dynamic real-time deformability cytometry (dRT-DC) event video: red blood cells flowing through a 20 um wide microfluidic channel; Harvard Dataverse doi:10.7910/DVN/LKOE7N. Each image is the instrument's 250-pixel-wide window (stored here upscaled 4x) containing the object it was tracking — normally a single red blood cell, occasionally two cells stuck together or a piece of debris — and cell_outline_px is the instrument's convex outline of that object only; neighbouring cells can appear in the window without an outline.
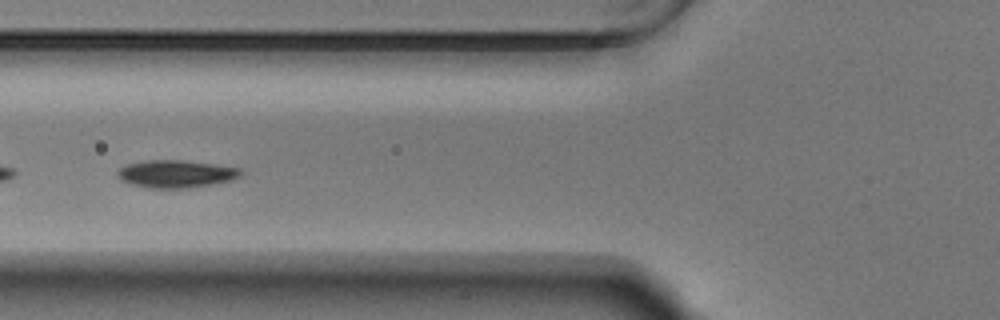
{"species": "Egyptian fruit bat (a non-hibernating species)", "species_latin": "Rousettus aegyptiacus", "temperature_condition": "warm", "stored_images_in_passage": 55, "segment_of_instrument_passage": [2, 2], "camera_frame_rate_fps": 3000, "um_per_image_px": 0.085, "animal": {"sex": "male"}, "frame": {"image": 1, "passage_image": 22, "time_ms": 7.0, "image_size_px": [1000, 320], "cell_outline_px": [[244, 172], [240, 176], [232, 180], [188, 188], [148, 188], [132, 184], [120, 180], [116, 176], [116, 172], [120, 168], [128, 164], [148, 160], [180, 160], [212, 164], [240, 168]], "centroid_in_image_um": [14.94, 14.78], "position_along_channel_um": 110.9, "area_um2": 19.71}}
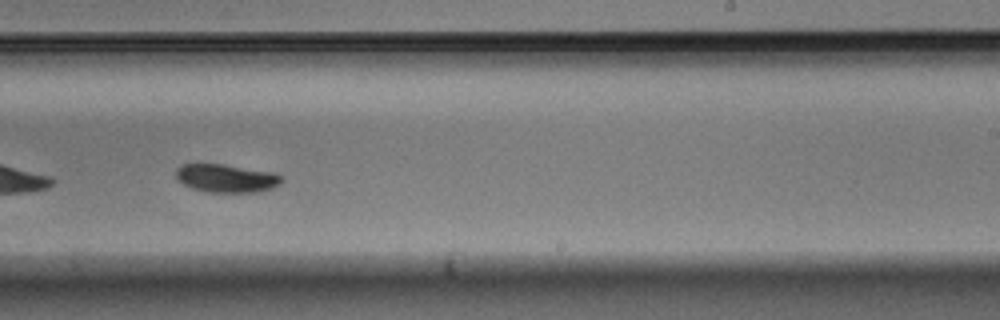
{"frame": {"image": 2, "passage_image": 35, "time_ms": 11.333, "image_size_px": [1000, 320], "cell_outline_px": [[284, 180], [280, 184], [272, 188], [256, 192], [208, 192], [192, 188], [176, 180], [176, 168], [180, 164], [220, 164], [272, 172], [280, 176]], "centroid_in_image_um": [19.2, 15.15], "position_along_channel_um": 269.8, "area_um2": 17.28}}
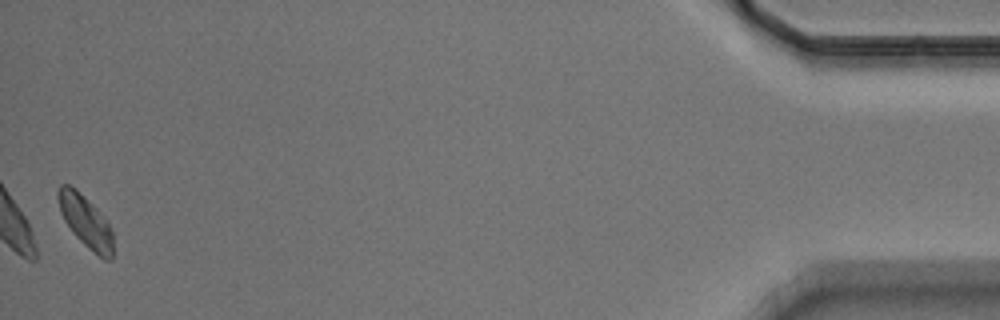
{"frame": {"image": 3, "passage_image": 55, "time_ms": 18.0, "image_size_px": [1000, 320], "cell_outline_px": [[112, 260], [104, 260], [88, 248], [72, 232], [64, 220], [60, 212], [56, 196], [56, 192], [60, 184], [68, 184], [76, 188], [96, 208], [112, 228]], "centroid_in_image_um": [7.25, 18.79], "position_along_channel_um": 428.0, "area_um2": 16.7}}